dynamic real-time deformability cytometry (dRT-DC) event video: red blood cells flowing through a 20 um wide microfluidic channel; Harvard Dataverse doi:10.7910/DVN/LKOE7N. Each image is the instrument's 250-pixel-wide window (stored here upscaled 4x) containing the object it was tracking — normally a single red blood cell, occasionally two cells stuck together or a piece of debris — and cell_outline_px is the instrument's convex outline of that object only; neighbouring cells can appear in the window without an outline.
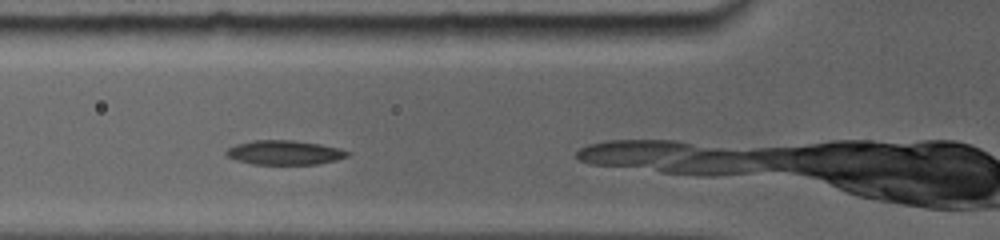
{"species": "common noctule bat (a hibernating species)", "species_latin": "Nyctalus noctula", "temperature_condition": "room temperature", "stored_images_in_passage": 3, "camera_frame_rate_fps": 5000, "um_per_image_px": 0.085, "animal": {"sex": "female", "body_mass_g": 19.0, "forearm_length_mm": 56.7}, "frame": {"image": 1, "passage_image": 2, "time_ms": 1.0, "image_size_px": [1000, 240], "cell_outline_px": [[348, 156], [336, 160], [316, 164], [252, 164], [236, 160], [228, 156], [224, 152], [228, 148], [236, 144], [256, 140], [292, 140], [320, 144], [336, 148], [348, 152]], "centroid_in_image_um": [24.13, 12.97], "position_along_channel_um": 101.7, "area_um2": 16.94}}